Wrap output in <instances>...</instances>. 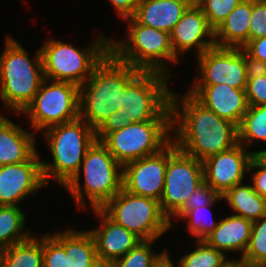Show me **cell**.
<instances>
[{
  "label": "cell",
  "mask_w": 266,
  "mask_h": 267,
  "mask_svg": "<svg viewBox=\"0 0 266 267\" xmlns=\"http://www.w3.org/2000/svg\"><path fill=\"white\" fill-rule=\"evenodd\" d=\"M253 140L266 143V105L248 106L238 127V143L247 149Z\"/></svg>",
  "instance_id": "83f0119b"
},
{
  "label": "cell",
  "mask_w": 266,
  "mask_h": 267,
  "mask_svg": "<svg viewBox=\"0 0 266 267\" xmlns=\"http://www.w3.org/2000/svg\"><path fill=\"white\" fill-rule=\"evenodd\" d=\"M253 222L231 215L219 221L217 228L204 241L213 248L227 252H241L242 257L249 244Z\"/></svg>",
  "instance_id": "7402d4cb"
},
{
  "label": "cell",
  "mask_w": 266,
  "mask_h": 267,
  "mask_svg": "<svg viewBox=\"0 0 266 267\" xmlns=\"http://www.w3.org/2000/svg\"><path fill=\"white\" fill-rule=\"evenodd\" d=\"M254 156V151L247 150L238 143L231 149L206 158L203 162L204 181L220 196H223L235 185L244 183Z\"/></svg>",
  "instance_id": "2e32d148"
},
{
  "label": "cell",
  "mask_w": 266,
  "mask_h": 267,
  "mask_svg": "<svg viewBox=\"0 0 266 267\" xmlns=\"http://www.w3.org/2000/svg\"><path fill=\"white\" fill-rule=\"evenodd\" d=\"M127 39H109L110 52L120 61L140 71H152L170 77L166 61L178 62L174 55L170 33L139 24L127 18Z\"/></svg>",
  "instance_id": "8992f818"
},
{
  "label": "cell",
  "mask_w": 266,
  "mask_h": 267,
  "mask_svg": "<svg viewBox=\"0 0 266 267\" xmlns=\"http://www.w3.org/2000/svg\"><path fill=\"white\" fill-rule=\"evenodd\" d=\"M43 132L53 158L52 163L42 161L45 183L53 179L65 187L78 174L87 150L96 141L95 130L79 117Z\"/></svg>",
  "instance_id": "277c9868"
},
{
  "label": "cell",
  "mask_w": 266,
  "mask_h": 267,
  "mask_svg": "<svg viewBox=\"0 0 266 267\" xmlns=\"http://www.w3.org/2000/svg\"><path fill=\"white\" fill-rule=\"evenodd\" d=\"M26 217L19 206H0V249L23 242L32 236L24 231Z\"/></svg>",
  "instance_id": "4316f807"
},
{
  "label": "cell",
  "mask_w": 266,
  "mask_h": 267,
  "mask_svg": "<svg viewBox=\"0 0 266 267\" xmlns=\"http://www.w3.org/2000/svg\"><path fill=\"white\" fill-rule=\"evenodd\" d=\"M5 42L0 54V99L13 112L21 114L45 79L41 50H37L32 61L11 35Z\"/></svg>",
  "instance_id": "3957f363"
},
{
  "label": "cell",
  "mask_w": 266,
  "mask_h": 267,
  "mask_svg": "<svg viewBox=\"0 0 266 267\" xmlns=\"http://www.w3.org/2000/svg\"><path fill=\"white\" fill-rule=\"evenodd\" d=\"M178 96L171 92L172 140L180 150L204 161L238 144V127L234 123L205 108L188 92Z\"/></svg>",
  "instance_id": "6da1fadb"
},
{
  "label": "cell",
  "mask_w": 266,
  "mask_h": 267,
  "mask_svg": "<svg viewBox=\"0 0 266 267\" xmlns=\"http://www.w3.org/2000/svg\"><path fill=\"white\" fill-rule=\"evenodd\" d=\"M188 93L205 108L213 111L220 118L239 127L248 110L245 89H236L227 84L193 85Z\"/></svg>",
  "instance_id": "ac0fdd59"
},
{
  "label": "cell",
  "mask_w": 266,
  "mask_h": 267,
  "mask_svg": "<svg viewBox=\"0 0 266 267\" xmlns=\"http://www.w3.org/2000/svg\"><path fill=\"white\" fill-rule=\"evenodd\" d=\"M240 183L229 189L222 197L236 216L256 221L266 215V199L261 197L252 187Z\"/></svg>",
  "instance_id": "cb8c5ba5"
},
{
  "label": "cell",
  "mask_w": 266,
  "mask_h": 267,
  "mask_svg": "<svg viewBox=\"0 0 266 267\" xmlns=\"http://www.w3.org/2000/svg\"><path fill=\"white\" fill-rule=\"evenodd\" d=\"M241 0H194L207 17L208 24L215 30L234 10Z\"/></svg>",
  "instance_id": "836d02e7"
},
{
  "label": "cell",
  "mask_w": 266,
  "mask_h": 267,
  "mask_svg": "<svg viewBox=\"0 0 266 267\" xmlns=\"http://www.w3.org/2000/svg\"><path fill=\"white\" fill-rule=\"evenodd\" d=\"M169 76L141 71L124 89V106L119 109L130 122L172 121Z\"/></svg>",
  "instance_id": "9c48e42d"
},
{
  "label": "cell",
  "mask_w": 266,
  "mask_h": 267,
  "mask_svg": "<svg viewBox=\"0 0 266 267\" xmlns=\"http://www.w3.org/2000/svg\"><path fill=\"white\" fill-rule=\"evenodd\" d=\"M245 92L249 106L266 105V75L247 79Z\"/></svg>",
  "instance_id": "8d00e7d4"
},
{
  "label": "cell",
  "mask_w": 266,
  "mask_h": 267,
  "mask_svg": "<svg viewBox=\"0 0 266 267\" xmlns=\"http://www.w3.org/2000/svg\"><path fill=\"white\" fill-rule=\"evenodd\" d=\"M43 267H70L69 254L64 249V231L43 236Z\"/></svg>",
  "instance_id": "4dcf8cb0"
},
{
  "label": "cell",
  "mask_w": 266,
  "mask_h": 267,
  "mask_svg": "<svg viewBox=\"0 0 266 267\" xmlns=\"http://www.w3.org/2000/svg\"><path fill=\"white\" fill-rule=\"evenodd\" d=\"M241 260L248 267H266V215L253 221L249 244Z\"/></svg>",
  "instance_id": "f546056e"
},
{
  "label": "cell",
  "mask_w": 266,
  "mask_h": 267,
  "mask_svg": "<svg viewBox=\"0 0 266 267\" xmlns=\"http://www.w3.org/2000/svg\"><path fill=\"white\" fill-rule=\"evenodd\" d=\"M81 170L84 176V190L80 183ZM122 177L123 166L116 161L101 141L96 140L87 150L80 171L65 188L78 208L86 206L84 199L87 197L92 209H101L122 189Z\"/></svg>",
  "instance_id": "5b68a950"
},
{
  "label": "cell",
  "mask_w": 266,
  "mask_h": 267,
  "mask_svg": "<svg viewBox=\"0 0 266 267\" xmlns=\"http://www.w3.org/2000/svg\"><path fill=\"white\" fill-rule=\"evenodd\" d=\"M64 249L69 254L70 267H88L97 259L96 243L89 230H65Z\"/></svg>",
  "instance_id": "484cf974"
},
{
  "label": "cell",
  "mask_w": 266,
  "mask_h": 267,
  "mask_svg": "<svg viewBox=\"0 0 266 267\" xmlns=\"http://www.w3.org/2000/svg\"><path fill=\"white\" fill-rule=\"evenodd\" d=\"M22 112L29 116L35 131L73 121L79 118V86L45 78L35 98Z\"/></svg>",
  "instance_id": "8fae6325"
},
{
  "label": "cell",
  "mask_w": 266,
  "mask_h": 267,
  "mask_svg": "<svg viewBox=\"0 0 266 267\" xmlns=\"http://www.w3.org/2000/svg\"><path fill=\"white\" fill-rule=\"evenodd\" d=\"M194 0H141L133 18L141 25L170 33Z\"/></svg>",
  "instance_id": "44dd1931"
},
{
  "label": "cell",
  "mask_w": 266,
  "mask_h": 267,
  "mask_svg": "<svg viewBox=\"0 0 266 267\" xmlns=\"http://www.w3.org/2000/svg\"><path fill=\"white\" fill-rule=\"evenodd\" d=\"M154 241L142 240L124 256L115 260L112 263V267H151L155 260L163 253H153L152 243Z\"/></svg>",
  "instance_id": "1f68e13d"
},
{
  "label": "cell",
  "mask_w": 266,
  "mask_h": 267,
  "mask_svg": "<svg viewBox=\"0 0 266 267\" xmlns=\"http://www.w3.org/2000/svg\"><path fill=\"white\" fill-rule=\"evenodd\" d=\"M208 37L209 39H206ZM174 55L190 52L194 47L197 56L215 46L214 30L210 27L202 9L193 2L170 32Z\"/></svg>",
  "instance_id": "e0dca14e"
},
{
  "label": "cell",
  "mask_w": 266,
  "mask_h": 267,
  "mask_svg": "<svg viewBox=\"0 0 266 267\" xmlns=\"http://www.w3.org/2000/svg\"><path fill=\"white\" fill-rule=\"evenodd\" d=\"M151 267H175L168 251L164 250L163 253L155 260Z\"/></svg>",
  "instance_id": "7bdbcfd3"
},
{
  "label": "cell",
  "mask_w": 266,
  "mask_h": 267,
  "mask_svg": "<svg viewBox=\"0 0 266 267\" xmlns=\"http://www.w3.org/2000/svg\"><path fill=\"white\" fill-rule=\"evenodd\" d=\"M35 135L0 114V166L23 163L38 151Z\"/></svg>",
  "instance_id": "ffe728a7"
},
{
  "label": "cell",
  "mask_w": 266,
  "mask_h": 267,
  "mask_svg": "<svg viewBox=\"0 0 266 267\" xmlns=\"http://www.w3.org/2000/svg\"><path fill=\"white\" fill-rule=\"evenodd\" d=\"M167 167V145L159 152L123 165L122 188L160 202Z\"/></svg>",
  "instance_id": "5bb4252c"
},
{
  "label": "cell",
  "mask_w": 266,
  "mask_h": 267,
  "mask_svg": "<svg viewBox=\"0 0 266 267\" xmlns=\"http://www.w3.org/2000/svg\"><path fill=\"white\" fill-rule=\"evenodd\" d=\"M203 182V162L180 150L171 140L167 144L164 191L160 199L161 209L171 225L172 217Z\"/></svg>",
  "instance_id": "7c38bea8"
},
{
  "label": "cell",
  "mask_w": 266,
  "mask_h": 267,
  "mask_svg": "<svg viewBox=\"0 0 266 267\" xmlns=\"http://www.w3.org/2000/svg\"><path fill=\"white\" fill-rule=\"evenodd\" d=\"M129 123H131L130 120H125L122 112L119 110L114 112L95 130L96 140L101 141L108 133L121 129Z\"/></svg>",
  "instance_id": "f35d334b"
},
{
  "label": "cell",
  "mask_w": 266,
  "mask_h": 267,
  "mask_svg": "<svg viewBox=\"0 0 266 267\" xmlns=\"http://www.w3.org/2000/svg\"><path fill=\"white\" fill-rule=\"evenodd\" d=\"M101 210L141 240H157L173 227L160 202L121 189Z\"/></svg>",
  "instance_id": "ba28073f"
},
{
  "label": "cell",
  "mask_w": 266,
  "mask_h": 267,
  "mask_svg": "<svg viewBox=\"0 0 266 267\" xmlns=\"http://www.w3.org/2000/svg\"><path fill=\"white\" fill-rule=\"evenodd\" d=\"M141 71L110 51L79 87V117L96 130L124 106V89Z\"/></svg>",
  "instance_id": "7a4b0ae2"
},
{
  "label": "cell",
  "mask_w": 266,
  "mask_h": 267,
  "mask_svg": "<svg viewBox=\"0 0 266 267\" xmlns=\"http://www.w3.org/2000/svg\"><path fill=\"white\" fill-rule=\"evenodd\" d=\"M266 36V0H252L249 41Z\"/></svg>",
  "instance_id": "d590c367"
},
{
  "label": "cell",
  "mask_w": 266,
  "mask_h": 267,
  "mask_svg": "<svg viewBox=\"0 0 266 267\" xmlns=\"http://www.w3.org/2000/svg\"><path fill=\"white\" fill-rule=\"evenodd\" d=\"M254 170L252 174V187L263 198L266 199V166L255 156L250 161L248 171Z\"/></svg>",
  "instance_id": "74e56055"
},
{
  "label": "cell",
  "mask_w": 266,
  "mask_h": 267,
  "mask_svg": "<svg viewBox=\"0 0 266 267\" xmlns=\"http://www.w3.org/2000/svg\"><path fill=\"white\" fill-rule=\"evenodd\" d=\"M209 206L211 205L186 210L178 218L188 221V230L190 231L191 235L197 237L196 240H204L205 237L214 231L219 224V221H214L212 218L207 220V215L209 214L206 215L205 213L206 211L208 213L211 212L209 210ZM205 216H207V218Z\"/></svg>",
  "instance_id": "d6a6232c"
},
{
  "label": "cell",
  "mask_w": 266,
  "mask_h": 267,
  "mask_svg": "<svg viewBox=\"0 0 266 267\" xmlns=\"http://www.w3.org/2000/svg\"><path fill=\"white\" fill-rule=\"evenodd\" d=\"M244 64L247 79L266 75V62L252 58L245 51Z\"/></svg>",
  "instance_id": "60d3db41"
},
{
  "label": "cell",
  "mask_w": 266,
  "mask_h": 267,
  "mask_svg": "<svg viewBox=\"0 0 266 267\" xmlns=\"http://www.w3.org/2000/svg\"><path fill=\"white\" fill-rule=\"evenodd\" d=\"M252 0H241L228 17L214 30L215 45L243 48L249 42Z\"/></svg>",
  "instance_id": "603a6c76"
},
{
  "label": "cell",
  "mask_w": 266,
  "mask_h": 267,
  "mask_svg": "<svg viewBox=\"0 0 266 267\" xmlns=\"http://www.w3.org/2000/svg\"><path fill=\"white\" fill-rule=\"evenodd\" d=\"M45 186L38 152L26 162L0 166V206H18Z\"/></svg>",
  "instance_id": "9a60e30c"
},
{
  "label": "cell",
  "mask_w": 266,
  "mask_h": 267,
  "mask_svg": "<svg viewBox=\"0 0 266 267\" xmlns=\"http://www.w3.org/2000/svg\"><path fill=\"white\" fill-rule=\"evenodd\" d=\"M101 218V225L89 230L96 243L97 258L113 263L142 240L111 220L101 209H92Z\"/></svg>",
  "instance_id": "d6986e66"
},
{
  "label": "cell",
  "mask_w": 266,
  "mask_h": 267,
  "mask_svg": "<svg viewBox=\"0 0 266 267\" xmlns=\"http://www.w3.org/2000/svg\"><path fill=\"white\" fill-rule=\"evenodd\" d=\"M1 267H43V235L2 249Z\"/></svg>",
  "instance_id": "d4e9b609"
},
{
  "label": "cell",
  "mask_w": 266,
  "mask_h": 267,
  "mask_svg": "<svg viewBox=\"0 0 266 267\" xmlns=\"http://www.w3.org/2000/svg\"><path fill=\"white\" fill-rule=\"evenodd\" d=\"M197 248L179 259V267H222L229 258L204 240H196Z\"/></svg>",
  "instance_id": "f1b7e54d"
},
{
  "label": "cell",
  "mask_w": 266,
  "mask_h": 267,
  "mask_svg": "<svg viewBox=\"0 0 266 267\" xmlns=\"http://www.w3.org/2000/svg\"><path fill=\"white\" fill-rule=\"evenodd\" d=\"M109 41L103 35L99 36L80 51V48L74 47L72 43L46 40L40 48L44 77L53 81L73 83L80 87L110 51Z\"/></svg>",
  "instance_id": "52a82bcc"
},
{
  "label": "cell",
  "mask_w": 266,
  "mask_h": 267,
  "mask_svg": "<svg viewBox=\"0 0 266 267\" xmlns=\"http://www.w3.org/2000/svg\"><path fill=\"white\" fill-rule=\"evenodd\" d=\"M254 156L264 165L266 166V149H263L262 151H256L254 152Z\"/></svg>",
  "instance_id": "bcb514c9"
},
{
  "label": "cell",
  "mask_w": 266,
  "mask_h": 267,
  "mask_svg": "<svg viewBox=\"0 0 266 267\" xmlns=\"http://www.w3.org/2000/svg\"><path fill=\"white\" fill-rule=\"evenodd\" d=\"M117 14L124 20L132 18L141 0H110Z\"/></svg>",
  "instance_id": "b9f144b4"
},
{
  "label": "cell",
  "mask_w": 266,
  "mask_h": 267,
  "mask_svg": "<svg viewBox=\"0 0 266 267\" xmlns=\"http://www.w3.org/2000/svg\"><path fill=\"white\" fill-rule=\"evenodd\" d=\"M217 200H223L205 181L188 197L184 206L172 217L178 219L186 210L213 205Z\"/></svg>",
  "instance_id": "e575fe53"
},
{
  "label": "cell",
  "mask_w": 266,
  "mask_h": 267,
  "mask_svg": "<svg viewBox=\"0 0 266 267\" xmlns=\"http://www.w3.org/2000/svg\"><path fill=\"white\" fill-rule=\"evenodd\" d=\"M200 76L193 85L227 84L246 89L247 76L243 48L213 46L197 56Z\"/></svg>",
  "instance_id": "4fadbf2b"
},
{
  "label": "cell",
  "mask_w": 266,
  "mask_h": 267,
  "mask_svg": "<svg viewBox=\"0 0 266 267\" xmlns=\"http://www.w3.org/2000/svg\"><path fill=\"white\" fill-rule=\"evenodd\" d=\"M243 50L252 58L266 62V36L250 40Z\"/></svg>",
  "instance_id": "ab89813d"
},
{
  "label": "cell",
  "mask_w": 266,
  "mask_h": 267,
  "mask_svg": "<svg viewBox=\"0 0 266 267\" xmlns=\"http://www.w3.org/2000/svg\"><path fill=\"white\" fill-rule=\"evenodd\" d=\"M1 254H2V249H0V267H1Z\"/></svg>",
  "instance_id": "7dc6e473"
},
{
  "label": "cell",
  "mask_w": 266,
  "mask_h": 267,
  "mask_svg": "<svg viewBox=\"0 0 266 267\" xmlns=\"http://www.w3.org/2000/svg\"><path fill=\"white\" fill-rule=\"evenodd\" d=\"M171 130L172 121L131 122L108 133L101 142L123 166L159 152L172 140Z\"/></svg>",
  "instance_id": "30bf717a"
},
{
  "label": "cell",
  "mask_w": 266,
  "mask_h": 267,
  "mask_svg": "<svg viewBox=\"0 0 266 267\" xmlns=\"http://www.w3.org/2000/svg\"><path fill=\"white\" fill-rule=\"evenodd\" d=\"M222 267H248V266L241 259L238 260L236 259V260H229Z\"/></svg>",
  "instance_id": "ee69618b"
},
{
  "label": "cell",
  "mask_w": 266,
  "mask_h": 267,
  "mask_svg": "<svg viewBox=\"0 0 266 267\" xmlns=\"http://www.w3.org/2000/svg\"><path fill=\"white\" fill-rule=\"evenodd\" d=\"M88 267H112V263L108 261H104L100 258H97Z\"/></svg>",
  "instance_id": "f6af8a7d"
}]
</instances>
